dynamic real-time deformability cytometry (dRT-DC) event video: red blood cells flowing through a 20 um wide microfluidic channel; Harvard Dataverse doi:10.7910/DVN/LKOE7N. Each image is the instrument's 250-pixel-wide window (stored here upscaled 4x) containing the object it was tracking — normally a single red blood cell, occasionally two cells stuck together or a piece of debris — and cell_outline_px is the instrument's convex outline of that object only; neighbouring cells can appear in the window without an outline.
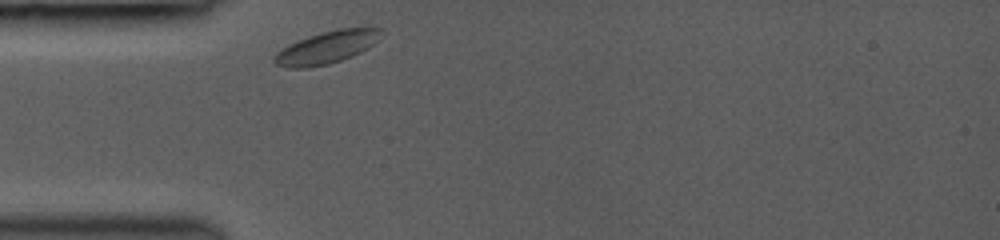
{"species": "common noctule bat (a hibernating species)", "species_latin": "Nyctalus noctula", "temperature_condition": "room temperature", "stored_images_in_passage": 4, "camera_frame_rate_fps": 3000, "um_per_image_px": 0.085, "animal": {"sex": "female", "body_mass_g": 19.0, "forearm_length_mm": 53.3}, "frame": {"image": 1, "passage_image": 1, "time_ms": 0.0, "image_size_px": [1000, 240], "cell_outline_px": [[384, 28], [376, 40], [368, 48], [352, 56], [328, 64], [308, 68], [288, 68], [276, 64], [272, 60], [272, 56], [276, 52], [288, 44], [308, 36], [320, 32], [340, 28]], "centroid_in_image_um": [27.71, 4.03], "position_along_channel_um": 57.3, "area_um2": 20.11}}
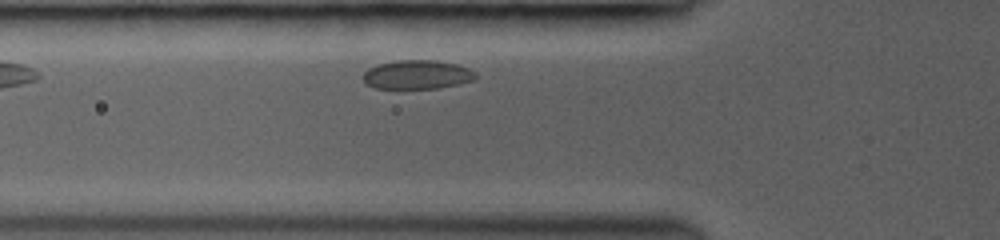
{"frame": {"image": 2, "passage_image": 3, "time_ms": 1.0, "image_size_px": [1000, 240], "cell_outline_px": [[476, 80], [460, 84], [440, 88], [376, 88], [368, 84], [364, 80], [364, 72], [368, 68], [376, 64], [396, 60], [436, 60], [456, 64], [468, 68], [476, 72]], "centroid_in_image_um": [35.49, 6.33], "position_along_channel_um": 90.3, "area_um2": 19.07}}